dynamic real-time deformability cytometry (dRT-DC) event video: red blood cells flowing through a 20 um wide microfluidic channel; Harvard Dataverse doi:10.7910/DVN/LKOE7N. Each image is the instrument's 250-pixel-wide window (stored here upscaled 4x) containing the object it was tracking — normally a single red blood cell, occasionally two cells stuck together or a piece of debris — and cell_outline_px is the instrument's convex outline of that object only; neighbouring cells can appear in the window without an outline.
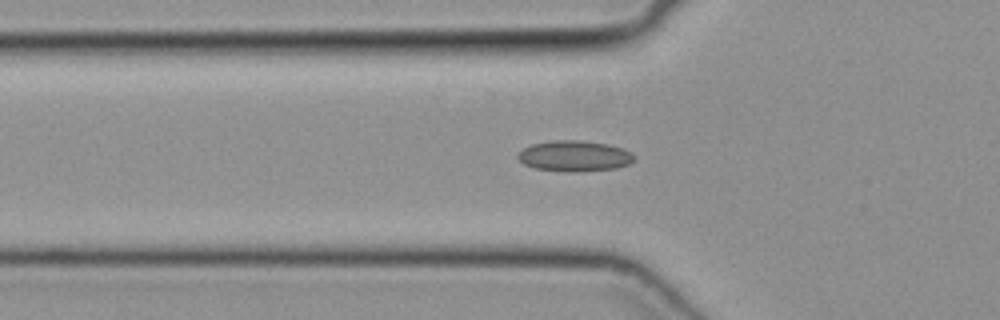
{"species": "common noctule bat (a hibernating species)", "species_latin": "Nyctalus noctula", "temperature_condition": "cold", "stored_images_in_passage": 48, "camera_frame_rate_fps": 3000, "um_per_image_px": 0.085, "animal": {"sex": "female", "body_mass_g": 19.3, "forearm_length_mm": 54.1}, "frame": {"image": 1, "passage_image": 17, "time_ms": 5.333, "image_size_px": [1000, 320], "cell_outline_px": [[636, 160], [628, 164], [616, 168], [572, 172], [568, 172], [536, 168], [524, 164], [516, 156], [524, 148], [532, 144], [552, 140], [580, 140], [608, 144], [624, 148], [632, 152], [636, 156]], "centroid_in_image_um": [48.88, 13.25], "position_along_channel_um": 76.9, "area_um2": 20.92}}
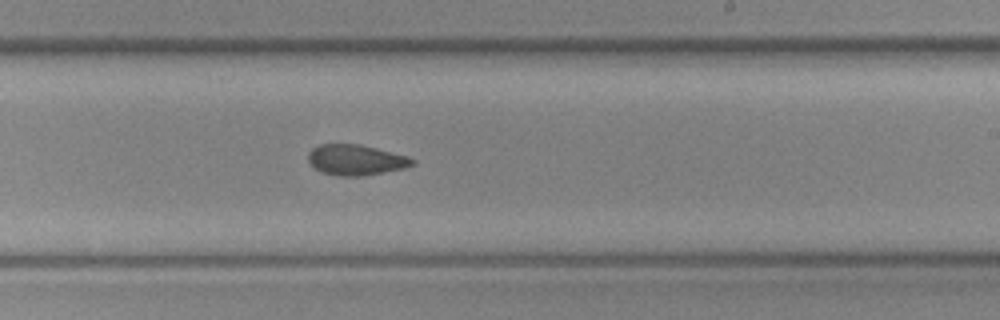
{"frame": {"image": 2, "passage_image": 30, "time_ms": 9.667, "image_size_px": [1000, 320], "cell_outline_px": [[416, 164], [404, 168], [360, 176], [340, 176], [324, 172], [316, 168], [308, 160], [308, 152], [312, 148], [320, 144], [360, 144], [408, 156], [416, 160]], "centroid_in_image_um": [30.27, 13.58], "position_along_channel_um": 258.7, "area_um2": 18.38}}
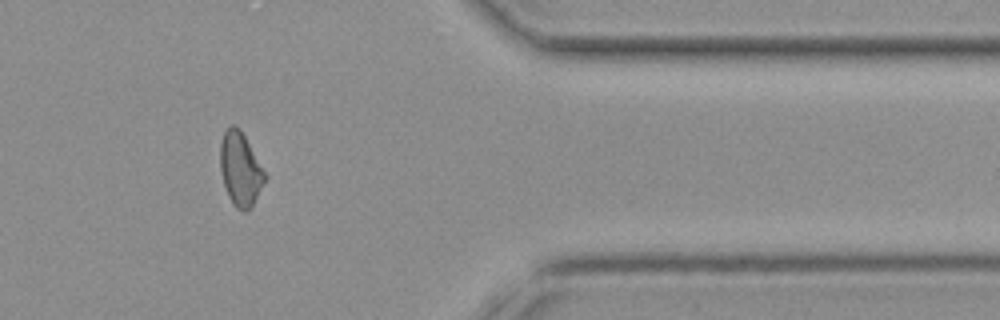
{"frame": {"image": 3, "passage_image": 41, "time_ms": 13.333, "image_size_px": [1000, 320], "cell_outline_px": [[264, 180], [248, 212], [244, 212], [236, 208], [232, 204], [228, 196], [220, 172], [220, 144], [224, 132], [232, 124], [240, 128], [264, 172]], "centroid_in_image_um": [20.37, 14.38], "position_along_channel_um": 391.0, "area_um2": 18.61}}